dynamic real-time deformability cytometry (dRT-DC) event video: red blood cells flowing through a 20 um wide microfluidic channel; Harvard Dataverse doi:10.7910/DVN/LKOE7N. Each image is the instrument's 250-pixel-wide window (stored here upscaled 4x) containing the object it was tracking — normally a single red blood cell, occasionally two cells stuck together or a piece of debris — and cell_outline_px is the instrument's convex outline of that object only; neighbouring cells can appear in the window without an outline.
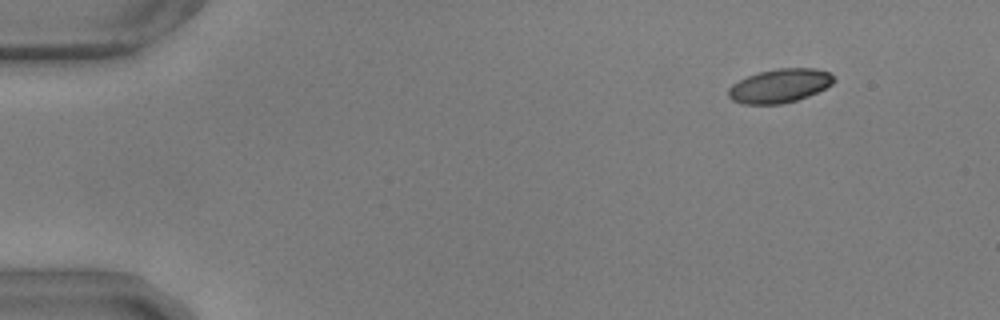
{"species": "common noctule bat (a hibernating species)", "species_latin": "Nyctalus noctula", "temperature_condition": "warm", "stored_images_in_passage": 5, "camera_frame_rate_fps": 3000, "um_per_image_px": 0.085, "animal": {"sex": "male", "body_mass_g": 17.9, "forearm_length_mm": 54.2}, "frame": {"image": 1, "passage_image": 1, "time_ms": 0.0, "image_size_px": [1000, 320], "cell_outline_px": [[836, 80], [832, 84], [808, 96], [796, 100], [780, 104], [740, 104], [732, 100], [728, 96], [728, 88], [732, 84], [748, 76], [760, 72], [780, 68], [816, 68], [828, 72]], "centroid_in_image_um": [66.25, 7.3], "position_along_channel_um": 18.7, "area_um2": 20.63}}